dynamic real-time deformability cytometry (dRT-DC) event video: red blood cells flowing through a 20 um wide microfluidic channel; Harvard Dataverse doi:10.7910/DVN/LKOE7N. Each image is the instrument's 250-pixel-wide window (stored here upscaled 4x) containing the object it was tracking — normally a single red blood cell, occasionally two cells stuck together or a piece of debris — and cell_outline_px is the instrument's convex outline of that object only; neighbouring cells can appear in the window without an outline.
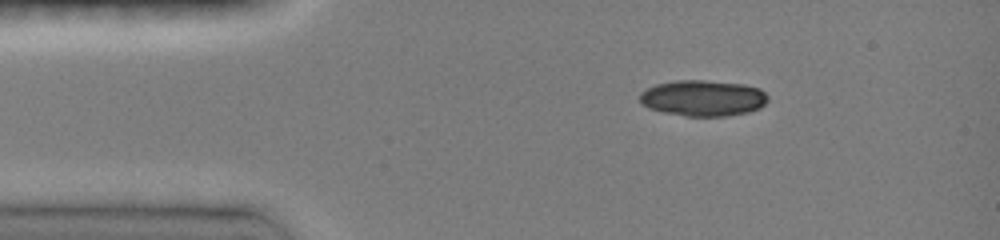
{"species": "common noctule bat (a hibernating species)", "species_latin": "Nyctalus noctula", "temperature_condition": "room temperature", "stored_images_in_passage": 8, "camera_frame_rate_fps": 3000, "um_per_image_px": 0.085, "animal": {"sex": "female", "body_mass_g": 19.0, "forearm_length_mm": 51.5}, "frame": {"image": 1, "passage_image": 4, "time_ms": 1.667, "image_size_px": [1000, 240], "cell_outline_px": [[768, 100], [760, 108], [748, 112], [728, 116], [684, 116], [664, 112], [648, 108], [640, 104], [640, 92], [656, 84], [676, 80], [704, 80], [744, 84], [760, 88], [768, 96]], "centroid_in_image_um": [59.76, 8.34], "position_along_channel_um": 25.2, "area_um2": 27.05}}